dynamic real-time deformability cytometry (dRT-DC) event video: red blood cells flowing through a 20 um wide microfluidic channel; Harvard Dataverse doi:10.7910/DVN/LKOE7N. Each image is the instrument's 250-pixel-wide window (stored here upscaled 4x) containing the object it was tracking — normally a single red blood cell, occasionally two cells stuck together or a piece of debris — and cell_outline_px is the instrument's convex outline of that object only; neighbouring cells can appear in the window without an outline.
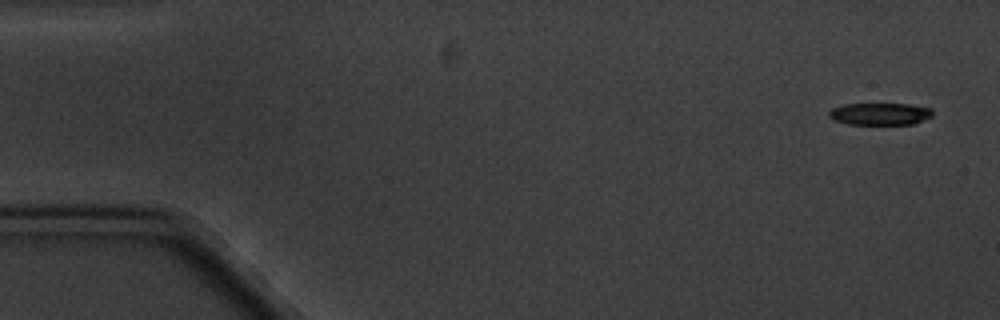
{"species": "common noctule bat (a hibernating species)", "species_latin": "Nyctalus noctula", "temperature_condition": "cold", "stored_images_in_passage": 5, "camera_frame_rate_fps": 3000, "um_per_image_px": 0.085, "animal": {"sex": "male", "body_mass_g": 20.1, "forearm_length_mm": 53.5}, "frame": {"image": 1, "passage_image": 1, "time_ms": 0.0, "image_size_px": [1000, 320], "cell_outline_px": [[932, 116], [912, 124], [848, 124], [836, 120], [828, 116], [828, 112], [832, 108], [844, 104], [908, 104], [932, 108]], "centroid_in_image_um": [74.79, 9.67], "position_along_channel_um": 10.2, "area_um2": 13.24}}
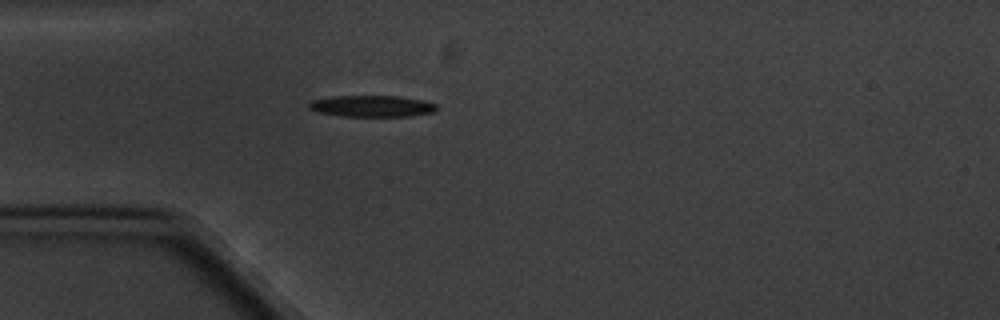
{"frame": {"image": 2, "passage_image": 5, "time_ms": 4.667, "image_size_px": [1000, 320], "cell_outline_px": [[436, 108], [432, 112], [412, 116], [340, 116], [316, 112], [308, 108], [308, 104], [312, 100], [332, 96], [400, 96], [420, 100], [436, 104]], "centroid_in_image_um": [31.55, 9.02], "position_along_channel_um": 53.5, "area_um2": 15.9}}